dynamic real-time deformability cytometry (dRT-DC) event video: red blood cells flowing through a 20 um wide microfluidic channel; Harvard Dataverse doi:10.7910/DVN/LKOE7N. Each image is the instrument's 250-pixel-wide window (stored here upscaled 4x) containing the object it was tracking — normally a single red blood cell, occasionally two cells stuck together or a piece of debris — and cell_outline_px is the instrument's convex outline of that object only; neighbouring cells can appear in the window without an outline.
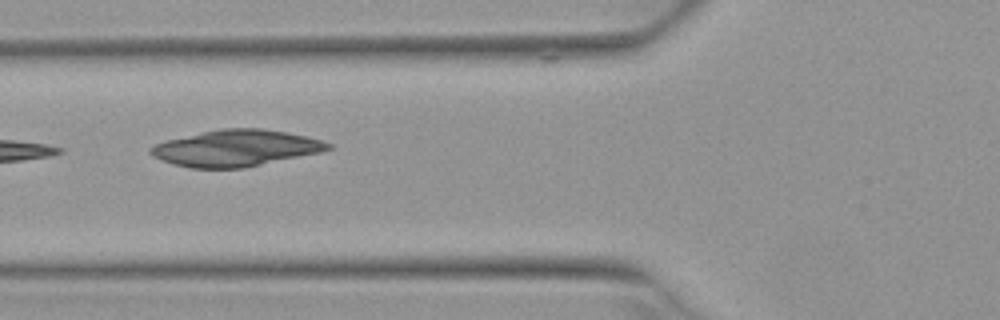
{"species": "Egyptian fruit bat (a non-hibernating species)", "species_latin": "Rousettus aegyptiacus", "temperature_condition": "warm", "stored_images_in_passage": 6, "camera_frame_rate_fps": 3000, "um_per_image_px": 0.085, "animal": {"sex": "female"}, "frame": {"image": 1, "passage_image": 5, "time_ms": 1.333, "image_size_px": [1000, 320], "cell_outline_px": [[332, 148], [320, 152], [244, 168], [188, 168], [172, 164], [160, 160], [152, 156], [148, 152], [148, 148], [164, 140], [224, 128], [260, 128], [308, 136], [332, 144]], "centroid_in_image_um": [20.0, 12.6], "position_along_channel_um": 105.8, "area_um2": 37.57}}
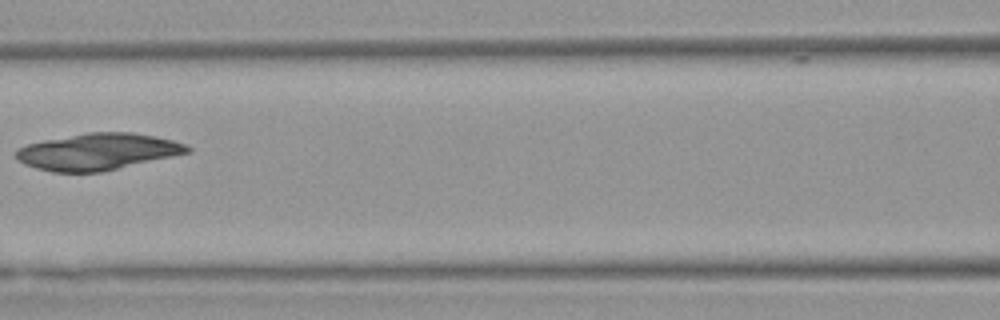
{"frame": {"image": 2, "passage_image": 6, "time_ms": 1.667, "image_size_px": [1000, 320], "cell_outline_px": [[192, 152], [104, 172], [52, 172], [36, 168], [24, 164], [16, 160], [12, 152], [16, 148], [28, 144], [44, 140], [88, 132], [132, 132], [156, 136], [172, 140], [184, 144], [192, 148]], "centroid_in_image_um": [8.29, 12.9], "position_along_channel_um": 158.3, "area_um2": 36.99}}